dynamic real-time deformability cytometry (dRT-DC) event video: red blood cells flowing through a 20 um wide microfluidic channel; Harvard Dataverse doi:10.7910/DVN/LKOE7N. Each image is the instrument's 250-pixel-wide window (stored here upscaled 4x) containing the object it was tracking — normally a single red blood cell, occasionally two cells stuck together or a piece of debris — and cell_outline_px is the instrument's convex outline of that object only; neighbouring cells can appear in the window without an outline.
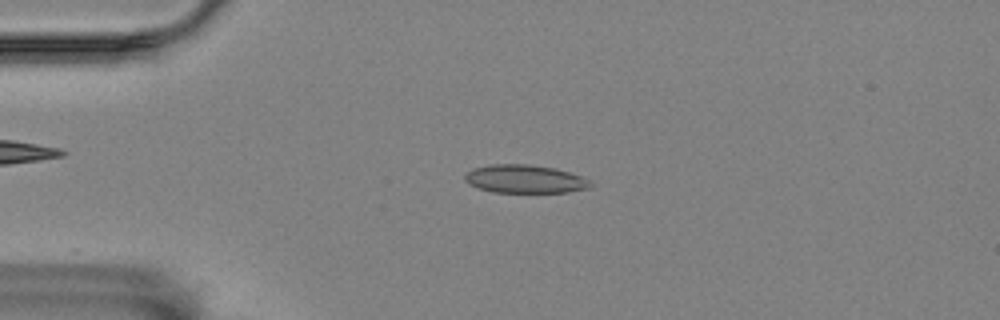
{"species": "Egyptian fruit bat (a non-hibernating species)", "species_latin": "Rousettus aegyptiacus", "temperature_condition": "room temperature", "stored_images_in_passage": 13, "camera_frame_rate_fps": 3000, "um_per_image_px": 0.085, "animal": {"sex": "female"}, "frame": {"image": 1, "passage_image": 1, "time_ms": 0.0, "image_size_px": [1000, 320], "cell_outline_px": [[592, 184], [588, 188], [568, 192], [492, 192], [468, 184], [464, 180], [464, 176], [472, 168], [492, 164], [528, 164], [556, 168], [580, 176], [588, 180]], "centroid_in_image_um": [44.58, 15.21], "position_along_channel_um": 40.4, "area_um2": 20.58}}
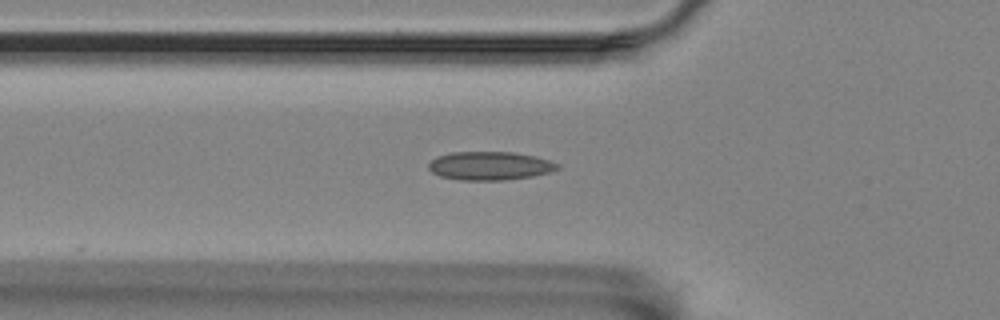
{"frame": {"image": 2, "passage_image": 7, "time_ms": 2.0, "image_size_px": [1000, 320], "cell_outline_px": [[560, 168], [548, 172], [532, 176], [504, 180], [460, 180], [440, 176], [432, 172], [428, 168], [428, 164], [436, 156], [452, 152], [512, 152], [532, 156], [548, 160], [560, 164]], "centroid_in_image_um": [41.6, 14.09], "position_along_channel_um": 84.2, "area_um2": 21.27}}
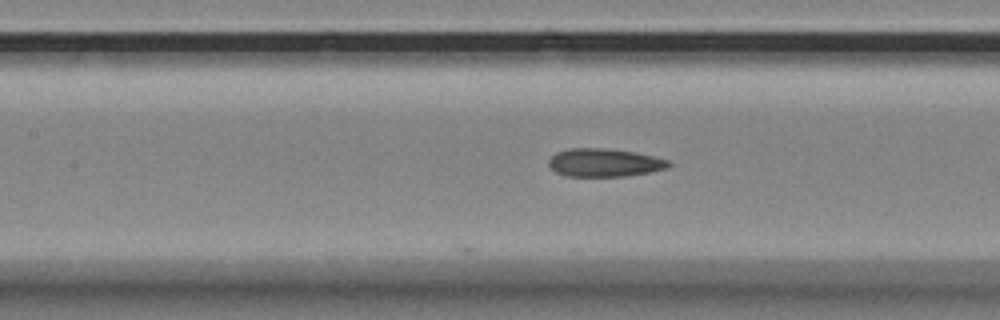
{"frame": {"image": 3, "passage_image": 13, "time_ms": 4.0, "image_size_px": [1000, 320], "cell_outline_px": [[672, 164], [668, 168], [628, 176], [568, 176], [556, 172], [548, 164], [548, 160], [556, 152], [568, 148], [604, 148], [636, 152], [668, 160]], "centroid_in_image_um": [51.37, 13.82], "position_along_channel_um": 156.0, "area_um2": 19.65}}